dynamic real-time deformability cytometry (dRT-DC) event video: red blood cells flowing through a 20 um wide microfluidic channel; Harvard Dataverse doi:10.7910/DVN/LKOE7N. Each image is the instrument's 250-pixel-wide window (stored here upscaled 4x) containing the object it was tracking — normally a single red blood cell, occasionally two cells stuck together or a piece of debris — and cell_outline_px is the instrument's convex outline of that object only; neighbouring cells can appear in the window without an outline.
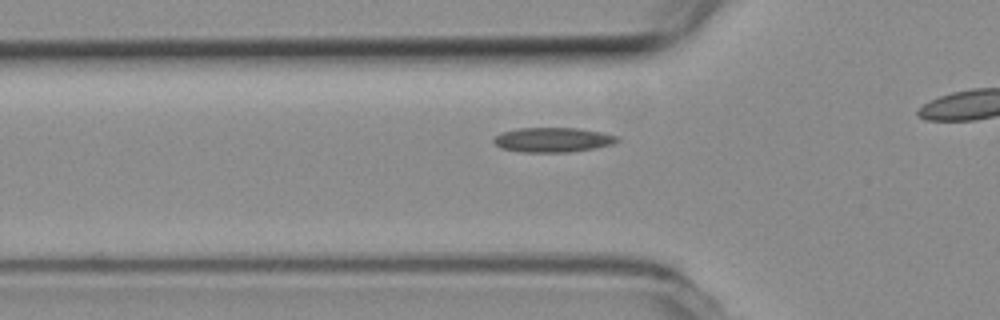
{"species": "common noctule bat (a hibernating species)", "species_latin": "Nyctalus noctula", "temperature_condition": "room temperature", "stored_images_in_passage": 37, "camera_frame_rate_fps": 3000, "um_per_image_px": 0.085, "animal": {"sex": "female", "body_mass_g": 19.3, "forearm_length_mm": 54.1}, "frame": {"image": 1, "passage_image": 12, "time_ms": 3.667, "image_size_px": [1000, 320], "cell_outline_px": [[620, 140], [612, 144], [592, 148], [568, 152], [520, 152], [500, 148], [492, 140], [496, 136], [504, 132], [520, 128], [576, 128], [600, 132], [620, 136]], "centroid_in_image_um": [46.99, 11.89], "position_along_channel_um": 78.8, "area_um2": 17.57}}
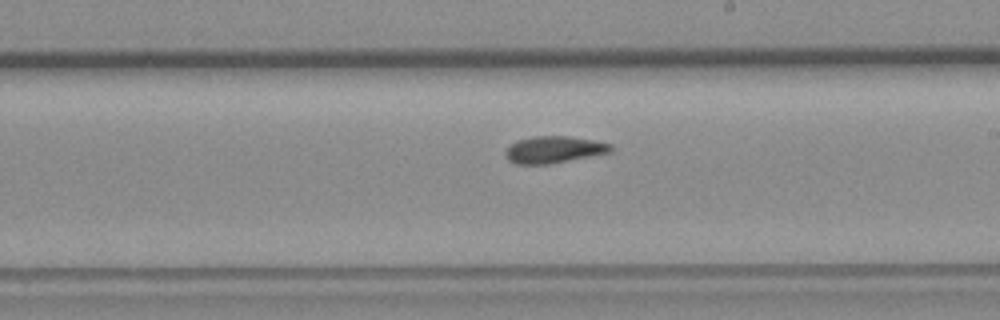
{"frame": {"image": 2, "passage_image": 25, "time_ms": 8.0, "image_size_px": [1000, 320], "cell_outline_px": [[612, 152], [548, 164], [516, 164], [508, 160], [504, 152], [512, 144], [520, 140], [532, 136], [568, 136], [592, 140], [612, 144]], "centroid_in_image_um": [47.09, 12.72], "position_along_channel_um": 241.9, "area_um2": 16.3}}
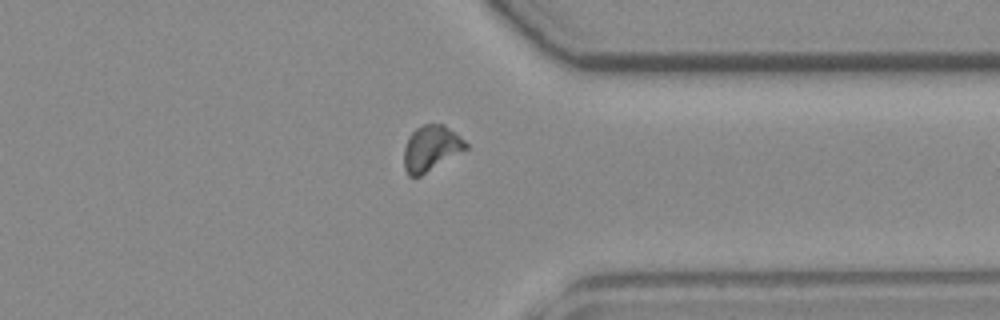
{"frame": {"image": 3, "passage_image": 36, "time_ms": 11.667, "image_size_px": [1000, 320], "cell_outline_px": [[468, 148], [420, 176], [408, 176], [404, 168], [404, 148], [408, 136], [416, 128], [424, 124], [444, 124], [460, 136], [468, 144]], "centroid_in_image_um": [36.62, 12.59], "position_along_channel_um": 374.8, "area_um2": 16.36}}